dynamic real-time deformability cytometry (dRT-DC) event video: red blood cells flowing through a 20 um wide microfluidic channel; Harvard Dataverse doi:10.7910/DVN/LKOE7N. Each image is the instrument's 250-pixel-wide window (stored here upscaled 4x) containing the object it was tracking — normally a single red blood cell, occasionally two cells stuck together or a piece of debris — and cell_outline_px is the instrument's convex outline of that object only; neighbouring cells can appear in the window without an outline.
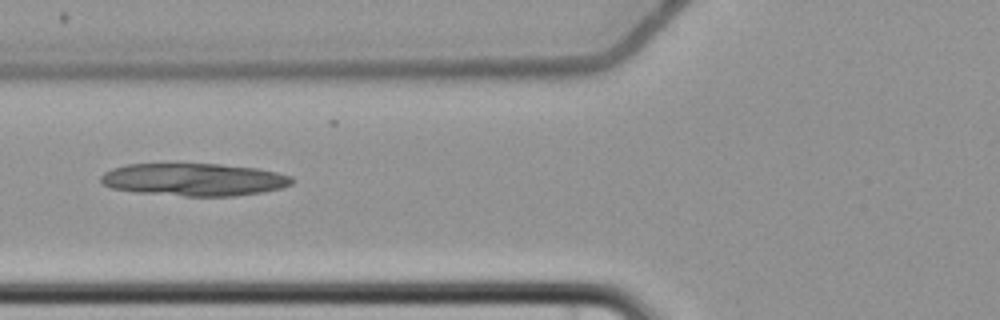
{"species": "common noctule bat (a hibernating species)", "species_latin": "Nyctalus noctula", "temperature_condition": "cold", "stored_images_in_passage": 5, "camera_frame_rate_fps": 3000, "um_per_image_px": 0.085, "animal": {"sex": "female", "body_mass_g": 22.7, "forearm_length_mm": 54.2}, "frame": {"image": 1, "passage_image": 4, "time_ms": 4.667, "image_size_px": [1000, 320], "cell_outline_px": [[296, 180], [292, 184], [284, 188], [264, 192], [236, 196], [184, 196], [136, 192], [112, 188], [104, 184], [100, 180], [100, 176], [104, 172], [112, 168], [128, 164], [220, 164], [256, 168], [276, 172], [292, 176]], "centroid_in_image_um": [16.54, 15.27], "position_along_channel_um": 109.3, "area_um2": 36.53}}